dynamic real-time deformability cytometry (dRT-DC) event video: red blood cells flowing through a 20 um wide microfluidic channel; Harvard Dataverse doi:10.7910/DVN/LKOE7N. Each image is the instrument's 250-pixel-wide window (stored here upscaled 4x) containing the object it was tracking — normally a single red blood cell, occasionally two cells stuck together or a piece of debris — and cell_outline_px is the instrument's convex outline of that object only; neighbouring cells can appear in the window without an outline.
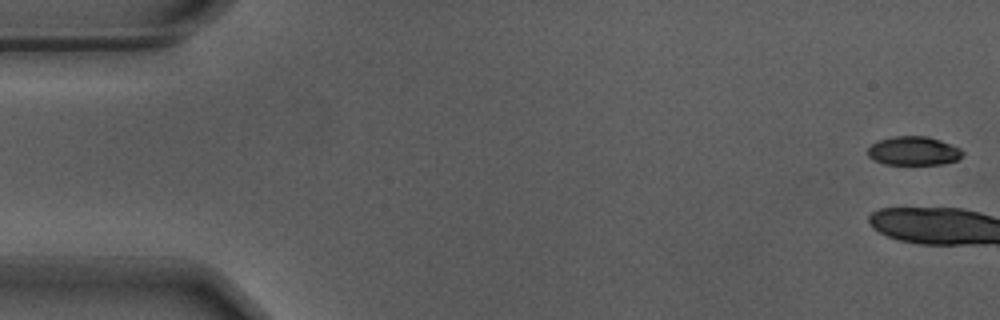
{"species": "Egyptian fruit bat (a non-hibernating species)", "species_latin": "Rousettus aegyptiacus", "temperature_condition": "warm", "stored_images_in_passage": 3, "camera_frame_rate_fps": 3000, "um_per_image_px": 0.085, "animal": {"sex": "male"}, "frame": {"image": 1, "passage_image": 1, "time_ms": 0.0, "image_size_px": [1000, 320], "cell_outline_px": [[964, 152], [956, 160], [940, 164], [884, 164], [868, 156], [868, 148], [872, 144], [880, 140], [896, 136], [928, 136], [940, 140], [960, 148]], "centroid_in_image_um": [77.65, 12.82], "position_along_channel_um": 7.3, "area_um2": 15.66}}